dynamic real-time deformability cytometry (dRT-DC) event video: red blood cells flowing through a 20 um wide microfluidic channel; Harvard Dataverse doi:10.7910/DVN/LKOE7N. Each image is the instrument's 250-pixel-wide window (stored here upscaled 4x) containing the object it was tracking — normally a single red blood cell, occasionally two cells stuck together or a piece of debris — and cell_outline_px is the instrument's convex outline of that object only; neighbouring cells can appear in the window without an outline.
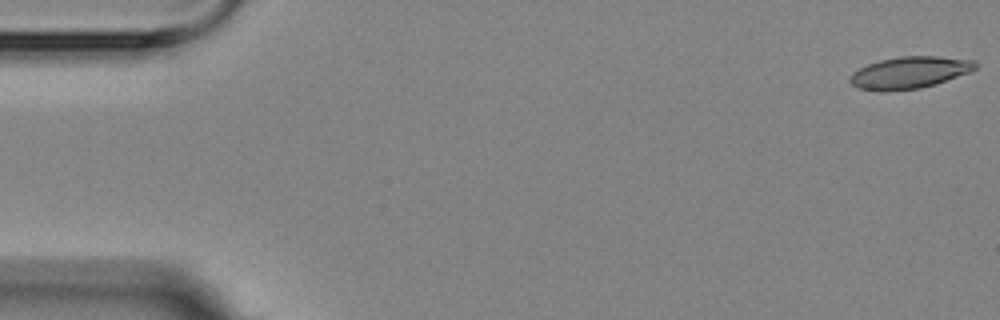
{"species": "Egyptian fruit bat (a non-hibernating species)", "species_latin": "Rousettus aegyptiacus", "temperature_condition": "room temperature", "stored_images_in_passage": 7, "camera_frame_rate_fps": 3000, "um_per_image_px": 0.085, "animal": {"sex": "female"}, "frame": {"image": 1, "passage_image": 1, "time_ms": 0.0, "image_size_px": [1000, 320], "cell_outline_px": [[980, 64], [972, 72], [936, 84], [920, 88], [884, 92], [876, 92], [860, 88], [852, 84], [848, 80], [852, 72], [868, 64], [880, 60], [900, 56], [936, 56], [972, 60]], "centroid_in_image_um": [77.32, 6.18], "position_along_channel_um": 7.7, "area_um2": 23.58}}
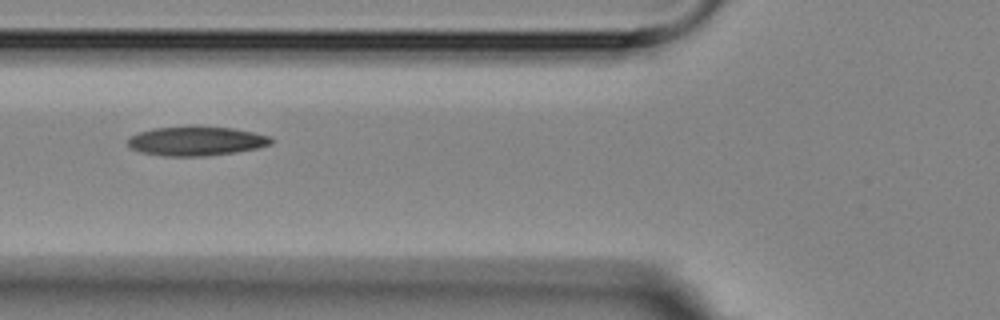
{"frame": {"image": 2, "passage_image": 6, "time_ms": 6.667, "image_size_px": [1000, 320], "cell_outline_px": [[272, 144], [256, 148], [236, 152], [204, 156], [164, 156], [140, 152], [132, 148], [128, 144], [128, 140], [132, 136], [140, 132], [152, 128], [192, 124], [232, 128], [252, 132], [268, 136], [272, 140]], "centroid_in_image_um": [16.66, 11.96], "position_along_channel_um": 109.1, "area_um2": 24.74}}
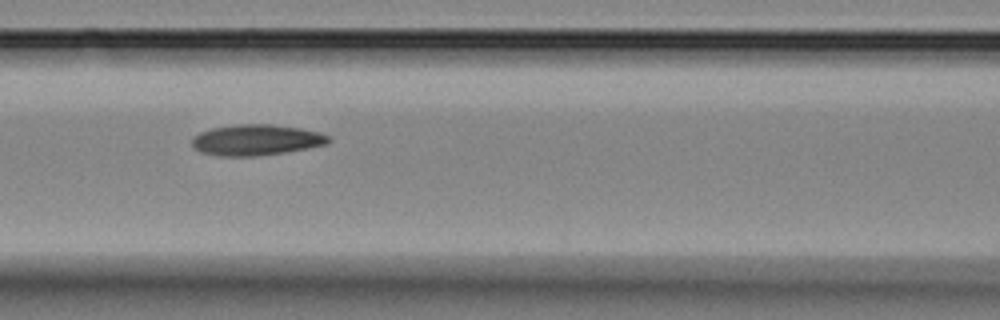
{"frame": {"image": 3, "passage_image": 7, "time_ms": 7.667, "image_size_px": [1000, 320], "cell_outline_px": [[332, 140], [324, 144], [308, 148], [260, 156], [220, 156], [200, 152], [192, 148], [192, 136], [200, 132], [212, 128], [240, 124], [272, 124], [300, 128], [320, 132], [332, 136]], "centroid_in_image_um": [21.77, 11.89], "position_along_channel_um": 144.8, "area_um2": 24.74}}